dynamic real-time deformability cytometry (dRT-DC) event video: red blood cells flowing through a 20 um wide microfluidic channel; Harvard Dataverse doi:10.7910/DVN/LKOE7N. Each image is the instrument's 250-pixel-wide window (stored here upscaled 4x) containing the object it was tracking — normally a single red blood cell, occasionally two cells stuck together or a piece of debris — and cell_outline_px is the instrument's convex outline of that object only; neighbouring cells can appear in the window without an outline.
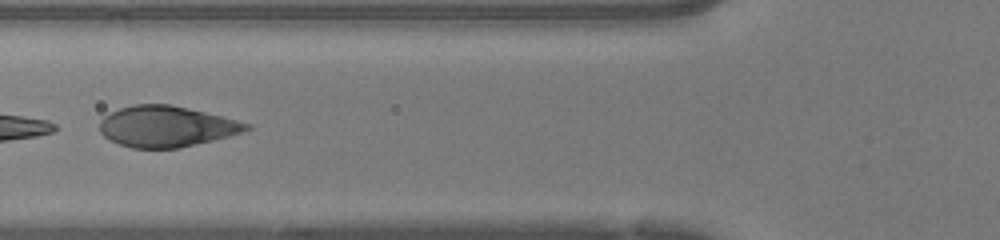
{"species": "human", "species_latin": "Homo sapiens", "temperature_condition": "warm", "stored_images_in_passage": 20, "segment_of_instrument_passage": [2, 2], "camera_frame_rate_fps": 3000, "um_per_image_px": 0.085, "donor": {"sex": "female"}, "frame": {"image": 1, "passage_image": 16, "time_ms": 5.0, "image_size_px": [1000, 240], "cell_outline_px": [[252, 128], [244, 132], [212, 140], [176, 148], [132, 148], [108, 140], [100, 132], [100, 120], [104, 116], [120, 108], [132, 104], [172, 104], [236, 120], [248, 124]], "centroid_in_image_um": [14.1, 10.74], "position_along_channel_um": 111.7, "area_um2": 34.68}}